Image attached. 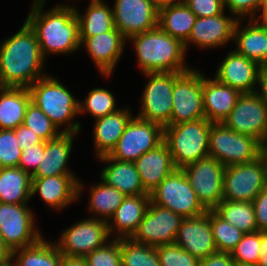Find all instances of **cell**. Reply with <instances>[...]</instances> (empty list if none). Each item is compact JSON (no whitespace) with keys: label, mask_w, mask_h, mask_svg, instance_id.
<instances>
[{"label":"cell","mask_w":267,"mask_h":266,"mask_svg":"<svg viewBox=\"0 0 267 266\" xmlns=\"http://www.w3.org/2000/svg\"><path fill=\"white\" fill-rule=\"evenodd\" d=\"M116 29L128 40L158 26L159 8L151 0H113Z\"/></svg>","instance_id":"17"},{"label":"cell","mask_w":267,"mask_h":266,"mask_svg":"<svg viewBox=\"0 0 267 266\" xmlns=\"http://www.w3.org/2000/svg\"><path fill=\"white\" fill-rule=\"evenodd\" d=\"M127 41L134 48L137 66L142 74L186 72L193 67L186 61L184 44L168 35L159 26L134 35Z\"/></svg>","instance_id":"3"},{"label":"cell","mask_w":267,"mask_h":266,"mask_svg":"<svg viewBox=\"0 0 267 266\" xmlns=\"http://www.w3.org/2000/svg\"><path fill=\"white\" fill-rule=\"evenodd\" d=\"M259 70L258 63L231 49L217 65L213 77L241 93H255Z\"/></svg>","instance_id":"21"},{"label":"cell","mask_w":267,"mask_h":266,"mask_svg":"<svg viewBox=\"0 0 267 266\" xmlns=\"http://www.w3.org/2000/svg\"><path fill=\"white\" fill-rule=\"evenodd\" d=\"M61 266H88L84 258L62 256Z\"/></svg>","instance_id":"54"},{"label":"cell","mask_w":267,"mask_h":266,"mask_svg":"<svg viewBox=\"0 0 267 266\" xmlns=\"http://www.w3.org/2000/svg\"><path fill=\"white\" fill-rule=\"evenodd\" d=\"M67 1V3L66 2H60V3H62V4H64L65 3V5H69V3H68V0H66ZM71 0H69V2H70ZM72 1H74V0H72ZM76 1V0H75ZM87 1H89V0H87ZM101 1H105V0H90V2H101Z\"/></svg>","instance_id":"58"},{"label":"cell","mask_w":267,"mask_h":266,"mask_svg":"<svg viewBox=\"0 0 267 266\" xmlns=\"http://www.w3.org/2000/svg\"><path fill=\"white\" fill-rule=\"evenodd\" d=\"M259 248L260 231L246 233L230 254L237 265L256 266L260 255Z\"/></svg>","instance_id":"41"},{"label":"cell","mask_w":267,"mask_h":266,"mask_svg":"<svg viewBox=\"0 0 267 266\" xmlns=\"http://www.w3.org/2000/svg\"><path fill=\"white\" fill-rule=\"evenodd\" d=\"M77 135L73 133H62L59 137L46 141L44 155L31 177L76 175L71 167H69V163Z\"/></svg>","instance_id":"24"},{"label":"cell","mask_w":267,"mask_h":266,"mask_svg":"<svg viewBox=\"0 0 267 266\" xmlns=\"http://www.w3.org/2000/svg\"><path fill=\"white\" fill-rule=\"evenodd\" d=\"M255 93L267 105V64L260 66L259 79Z\"/></svg>","instance_id":"51"},{"label":"cell","mask_w":267,"mask_h":266,"mask_svg":"<svg viewBox=\"0 0 267 266\" xmlns=\"http://www.w3.org/2000/svg\"><path fill=\"white\" fill-rule=\"evenodd\" d=\"M163 141L164 127L162 125L135 115L108 156L119 161L134 162Z\"/></svg>","instance_id":"12"},{"label":"cell","mask_w":267,"mask_h":266,"mask_svg":"<svg viewBox=\"0 0 267 266\" xmlns=\"http://www.w3.org/2000/svg\"><path fill=\"white\" fill-rule=\"evenodd\" d=\"M196 19V15L183 0H180L159 8L158 26L184 44L192 32Z\"/></svg>","instance_id":"30"},{"label":"cell","mask_w":267,"mask_h":266,"mask_svg":"<svg viewBox=\"0 0 267 266\" xmlns=\"http://www.w3.org/2000/svg\"><path fill=\"white\" fill-rule=\"evenodd\" d=\"M31 101L35 103L62 133L79 134L82 131L79 118V100L51 74L35 81L30 87Z\"/></svg>","instance_id":"4"},{"label":"cell","mask_w":267,"mask_h":266,"mask_svg":"<svg viewBox=\"0 0 267 266\" xmlns=\"http://www.w3.org/2000/svg\"><path fill=\"white\" fill-rule=\"evenodd\" d=\"M228 14V15H227ZM226 10L211 17H197L188 40L184 43L186 53L191 45L200 50L225 48L233 42L238 19ZM230 15V16H229Z\"/></svg>","instance_id":"18"},{"label":"cell","mask_w":267,"mask_h":266,"mask_svg":"<svg viewBox=\"0 0 267 266\" xmlns=\"http://www.w3.org/2000/svg\"><path fill=\"white\" fill-rule=\"evenodd\" d=\"M258 231H267V187L252 201Z\"/></svg>","instance_id":"48"},{"label":"cell","mask_w":267,"mask_h":266,"mask_svg":"<svg viewBox=\"0 0 267 266\" xmlns=\"http://www.w3.org/2000/svg\"><path fill=\"white\" fill-rule=\"evenodd\" d=\"M77 175H57L32 178L31 197L39 194L45 206L61 212L77 203L84 195L86 186Z\"/></svg>","instance_id":"16"},{"label":"cell","mask_w":267,"mask_h":266,"mask_svg":"<svg viewBox=\"0 0 267 266\" xmlns=\"http://www.w3.org/2000/svg\"><path fill=\"white\" fill-rule=\"evenodd\" d=\"M29 205L0 202V237L11 251L31 246L43 237Z\"/></svg>","instance_id":"11"},{"label":"cell","mask_w":267,"mask_h":266,"mask_svg":"<svg viewBox=\"0 0 267 266\" xmlns=\"http://www.w3.org/2000/svg\"><path fill=\"white\" fill-rule=\"evenodd\" d=\"M158 8L167 6L172 3L179 2L180 0H151Z\"/></svg>","instance_id":"56"},{"label":"cell","mask_w":267,"mask_h":266,"mask_svg":"<svg viewBox=\"0 0 267 266\" xmlns=\"http://www.w3.org/2000/svg\"><path fill=\"white\" fill-rule=\"evenodd\" d=\"M209 156L225 167L249 163L261 156V142L231 130L224 123H213L209 134Z\"/></svg>","instance_id":"6"},{"label":"cell","mask_w":267,"mask_h":266,"mask_svg":"<svg viewBox=\"0 0 267 266\" xmlns=\"http://www.w3.org/2000/svg\"><path fill=\"white\" fill-rule=\"evenodd\" d=\"M150 195L125 196L122 204L107 222L111 238H131L143 220Z\"/></svg>","instance_id":"26"},{"label":"cell","mask_w":267,"mask_h":266,"mask_svg":"<svg viewBox=\"0 0 267 266\" xmlns=\"http://www.w3.org/2000/svg\"><path fill=\"white\" fill-rule=\"evenodd\" d=\"M32 177L20 167L0 168V202L29 204Z\"/></svg>","instance_id":"33"},{"label":"cell","mask_w":267,"mask_h":266,"mask_svg":"<svg viewBox=\"0 0 267 266\" xmlns=\"http://www.w3.org/2000/svg\"><path fill=\"white\" fill-rule=\"evenodd\" d=\"M30 101L29 88L0 87V129L14 130L22 125Z\"/></svg>","instance_id":"31"},{"label":"cell","mask_w":267,"mask_h":266,"mask_svg":"<svg viewBox=\"0 0 267 266\" xmlns=\"http://www.w3.org/2000/svg\"><path fill=\"white\" fill-rule=\"evenodd\" d=\"M259 254L256 266H267V231L260 232Z\"/></svg>","instance_id":"52"},{"label":"cell","mask_w":267,"mask_h":266,"mask_svg":"<svg viewBox=\"0 0 267 266\" xmlns=\"http://www.w3.org/2000/svg\"><path fill=\"white\" fill-rule=\"evenodd\" d=\"M183 72L144 73L147 81L141 93V106L136 114L141 119L163 127L171 125L173 86Z\"/></svg>","instance_id":"7"},{"label":"cell","mask_w":267,"mask_h":266,"mask_svg":"<svg viewBox=\"0 0 267 266\" xmlns=\"http://www.w3.org/2000/svg\"><path fill=\"white\" fill-rule=\"evenodd\" d=\"M21 154L15 131L0 129V168L18 167Z\"/></svg>","instance_id":"44"},{"label":"cell","mask_w":267,"mask_h":266,"mask_svg":"<svg viewBox=\"0 0 267 266\" xmlns=\"http://www.w3.org/2000/svg\"><path fill=\"white\" fill-rule=\"evenodd\" d=\"M36 33L24 21L20 29L0 42V87L29 88L49 74Z\"/></svg>","instance_id":"1"},{"label":"cell","mask_w":267,"mask_h":266,"mask_svg":"<svg viewBox=\"0 0 267 266\" xmlns=\"http://www.w3.org/2000/svg\"><path fill=\"white\" fill-rule=\"evenodd\" d=\"M14 131L18 144L22 150L43 142L38 135L23 124L14 129Z\"/></svg>","instance_id":"49"},{"label":"cell","mask_w":267,"mask_h":266,"mask_svg":"<svg viewBox=\"0 0 267 266\" xmlns=\"http://www.w3.org/2000/svg\"><path fill=\"white\" fill-rule=\"evenodd\" d=\"M88 266H122L121 238H112L84 257Z\"/></svg>","instance_id":"42"},{"label":"cell","mask_w":267,"mask_h":266,"mask_svg":"<svg viewBox=\"0 0 267 266\" xmlns=\"http://www.w3.org/2000/svg\"><path fill=\"white\" fill-rule=\"evenodd\" d=\"M122 266H161L156 247L121 238Z\"/></svg>","instance_id":"38"},{"label":"cell","mask_w":267,"mask_h":266,"mask_svg":"<svg viewBox=\"0 0 267 266\" xmlns=\"http://www.w3.org/2000/svg\"><path fill=\"white\" fill-rule=\"evenodd\" d=\"M199 266H236V264L230 253L217 251L200 259Z\"/></svg>","instance_id":"50"},{"label":"cell","mask_w":267,"mask_h":266,"mask_svg":"<svg viewBox=\"0 0 267 266\" xmlns=\"http://www.w3.org/2000/svg\"><path fill=\"white\" fill-rule=\"evenodd\" d=\"M196 17H211L225 11L224 0H183Z\"/></svg>","instance_id":"46"},{"label":"cell","mask_w":267,"mask_h":266,"mask_svg":"<svg viewBox=\"0 0 267 266\" xmlns=\"http://www.w3.org/2000/svg\"><path fill=\"white\" fill-rule=\"evenodd\" d=\"M255 20L260 24L267 26V0H264L263 5Z\"/></svg>","instance_id":"55"},{"label":"cell","mask_w":267,"mask_h":266,"mask_svg":"<svg viewBox=\"0 0 267 266\" xmlns=\"http://www.w3.org/2000/svg\"><path fill=\"white\" fill-rule=\"evenodd\" d=\"M242 93L203 73V106L205 118L212 123H223L235 107Z\"/></svg>","instance_id":"25"},{"label":"cell","mask_w":267,"mask_h":266,"mask_svg":"<svg viewBox=\"0 0 267 266\" xmlns=\"http://www.w3.org/2000/svg\"><path fill=\"white\" fill-rule=\"evenodd\" d=\"M212 124L202 118L164 127V142L177 169L209 156Z\"/></svg>","instance_id":"5"},{"label":"cell","mask_w":267,"mask_h":266,"mask_svg":"<svg viewBox=\"0 0 267 266\" xmlns=\"http://www.w3.org/2000/svg\"><path fill=\"white\" fill-rule=\"evenodd\" d=\"M57 239L54 242L63 256L84 258L112 238L107 221L84 217L64 228Z\"/></svg>","instance_id":"9"},{"label":"cell","mask_w":267,"mask_h":266,"mask_svg":"<svg viewBox=\"0 0 267 266\" xmlns=\"http://www.w3.org/2000/svg\"><path fill=\"white\" fill-rule=\"evenodd\" d=\"M223 123L231 130L261 142L267 133V105L256 93H242Z\"/></svg>","instance_id":"19"},{"label":"cell","mask_w":267,"mask_h":266,"mask_svg":"<svg viewBox=\"0 0 267 266\" xmlns=\"http://www.w3.org/2000/svg\"><path fill=\"white\" fill-rule=\"evenodd\" d=\"M210 224L214 243L219 252L231 253L245 234L221 219L213 210H210Z\"/></svg>","instance_id":"39"},{"label":"cell","mask_w":267,"mask_h":266,"mask_svg":"<svg viewBox=\"0 0 267 266\" xmlns=\"http://www.w3.org/2000/svg\"><path fill=\"white\" fill-rule=\"evenodd\" d=\"M45 4H31L24 20L36 33L44 59L47 61L49 55L70 56L79 52L81 41L75 8L58 2L46 11Z\"/></svg>","instance_id":"2"},{"label":"cell","mask_w":267,"mask_h":266,"mask_svg":"<svg viewBox=\"0 0 267 266\" xmlns=\"http://www.w3.org/2000/svg\"><path fill=\"white\" fill-rule=\"evenodd\" d=\"M45 151V141L22 150L18 167L32 175L39 166Z\"/></svg>","instance_id":"47"},{"label":"cell","mask_w":267,"mask_h":266,"mask_svg":"<svg viewBox=\"0 0 267 266\" xmlns=\"http://www.w3.org/2000/svg\"><path fill=\"white\" fill-rule=\"evenodd\" d=\"M175 243L199 260L217 252L210 224V210L198 217L184 218Z\"/></svg>","instance_id":"22"},{"label":"cell","mask_w":267,"mask_h":266,"mask_svg":"<svg viewBox=\"0 0 267 266\" xmlns=\"http://www.w3.org/2000/svg\"><path fill=\"white\" fill-rule=\"evenodd\" d=\"M264 0H224V8L238 20L255 19Z\"/></svg>","instance_id":"45"},{"label":"cell","mask_w":267,"mask_h":266,"mask_svg":"<svg viewBox=\"0 0 267 266\" xmlns=\"http://www.w3.org/2000/svg\"><path fill=\"white\" fill-rule=\"evenodd\" d=\"M134 163L144 186V190L148 194H150L163 179L177 169L164 141L156 148L142 154Z\"/></svg>","instance_id":"28"},{"label":"cell","mask_w":267,"mask_h":266,"mask_svg":"<svg viewBox=\"0 0 267 266\" xmlns=\"http://www.w3.org/2000/svg\"><path fill=\"white\" fill-rule=\"evenodd\" d=\"M171 125L205 118L203 106V72L191 68L174 82Z\"/></svg>","instance_id":"13"},{"label":"cell","mask_w":267,"mask_h":266,"mask_svg":"<svg viewBox=\"0 0 267 266\" xmlns=\"http://www.w3.org/2000/svg\"><path fill=\"white\" fill-rule=\"evenodd\" d=\"M121 107L117 105V96L104 87H94L83 100L79 99V116L91 115L94 120L116 112Z\"/></svg>","instance_id":"37"},{"label":"cell","mask_w":267,"mask_h":266,"mask_svg":"<svg viewBox=\"0 0 267 266\" xmlns=\"http://www.w3.org/2000/svg\"><path fill=\"white\" fill-rule=\"evenodd\" d=\"M23 125L31 129L45 142L62 134L50 118L32 101L26 108Z\"/></svg>","instance_id":"40"},{"label":"cell","mask_w":267,"mask_h":266,"mask_svg":"<svg viewBox=\"0 0 267 266\" xmlns=\"http://www.w3.org/2000/svg\"><path fill=\"white\" fill-rule=\"evenodd\" d=\"M76 4V5H75ZM69 4L75 8L79 20L80 36H95L115 29L113 9L109 2H89L84 12L77 3Z\"/></svg>","instance_id":"32"},{"label":"cell","mask_w":267,"mask_h":266,"mask_svg":"<svg viewBox=\"0 0 267 266\" xmlns=\"http://www.w3.org/2000/svg\"><path fill=\"white\" fill-rule=\"evenodd\" d=\"M161 266H199V259L176 243L156 247Z\"/></svg>","instance_id":"43"},{"label":"cell","mask_w":267,"mask_h":266,"mask_svg":"<svg viewBox=\"0 0 267 266\" xmlns=\"http://www.w3.org/2000/svg\"><path fill=\"white\" fill-rule=\"evenodd\" d=\"M105 164L99 178L109 186L117 188L125 196L150 195L144 190L134 162L119 161L108 155L97 158Z\"/></svg>","instance_id":"29"},{"label":"cell","mask_w":267,"mask_h":266,"mask_svg":"<svg viewBox=\"0 0 267 266\" xmlns=\"http://www.w3.org/2000/svg\"><path fill=\"white\" fill-rule=\"evenodd\" d=\"M213 211L245 234L258 231L252 202L222 200Z\"/></svg>","instance_id":"36"},{"label":"cell","mask_w":267,"mask_h":266,"mask_svg":"<svg viewBox=\"0 0 267 266\" xmlns=\"http://www.w3.org/2000/svg\"><path fill=\"white\" fill-rule=\"evenodd\" d=\"M150 201L183 218L198 217L207 212L182 169H176L163 179L150 193Z\"/></svg>","instance_id":"8"},{"label":"cell","mask_w":267,"mask_h":266,"mask_svg":"<svg viewBox=\"0 0 267 266\" xmlns=\"http://www.w3.org/2000/svg\"><path fill=\"white\" fill-rule=\"evenodd\" d=\"M267 187V161H255L225 167L223 200L252 202Z\"/></svg>","instance_id":"10"},{"label":"cell","mask_w":267,"mask_h":266,"mask_svg":"<svg viewBox=\"0 0 267 266\" xmlns=\"http://www.w3.org/2000/svg\"><path fill=\"white\" fill-rule=\"evenodd\" d=\"M199 202L208 211L223 200L225 166L213 157L199 159L182 168Z\"/></svg>","instance_id":"14"},{"label":"cell","mask_w":267,"mask_h":266,"mask_svg":"<svg viewBox=\"0 0 267 266\" xmlns=\"http://www.w3.org/2000/svg\"><path fill=\"white\" fill-rule=\"evenodd\" d=\"M42 2H47V0H33L32 1V4H34V3H42Z\"/></svg>","instance_id":"59"},{"label":"cell","mask_w":267,"mask_h":266,"mask_svg":"<svg viewBox=\"0 0 267 266\" xmlns=\"http://www.w3.org/2000/svg\"><path fill=\"white\" fill-rule=\"evenodd\" d=\"M130 107L122 106L116 112L93 120L92 141L95 157L109 155L116 146L127 124L133 118Z\"/></svg>","instance_id":"23"},{"label":"cell","mask_w":267,"mask_h":266,"mask_svg":"<svg viewBox=\"0 0 267 266\" xmlns=\"http://www.w3.org/2000/svg\"><path fill=\"white\" fill-rule=\"evenodd\" d=\"M81 46L103 78H110L123 57L127 40L115 28L95 36H80Z\"/></svg>","instance_id":"20"},{"label":"cell","mask_w":267,"mask_h":266,"mask_svg":"<svg viewBox=\"0 0 267 266\" xmlns=\"http://www.w3.org/2000/svg\"><path fill=\"white\" fill-rule=\"evenodd\" d=\"M100 182L91 184L88 191V216L95 219L109 221L116 209L122 204L125 195L117 188L109 186L101 179ZM90 214H92L90 216Z\"/></svg>","instance_id":"35"},{"label":"cell","mask_w":267,"mask_h":266,"mask_svg":"<svg viewBox=\"0 0 267 266\" xmlns=\"http://www.w3.org/2000/svg\"><path fill=\"white\" fill-rule=\"evenodd\" d=\"M233 43L237 53L255 61L260 66L267 64V26L255 19L238 20Z\"/></svg>","instance_id":"27"},{"label":"cell","mask_w":267,"mask_h":266,"mask_svg":"<svg viewBox=\"0 0 267 266\" xmlns=\"http://www.w3.org/2000/svg\"><path fill=\"white\" fill-rule=\"evenodd\" d=\"M12 251L0 237V266L11 264Z\"/></svg>","instance_id":"53"},{"label":"cell","mask_w":267,"mask_h":266,"mask_svg":"<svg viewBox=\"0 0 267 266\" xmlns=\"http://www.w3.org/2000/svg\"><path fill=\"white\" fill-rule=\"evenodd\" d=\"M261 156L267 161V133L261 141Z\"/></svg>","instance_id":"57"},{"label":"cell","mask_w":267,"mask_h":266,"mask_svg":"<svg viewBox=\"0 0 267 266\" xmlns=\"http://www.w3.org/2000/svg\"><path fill=\"white\" fill-rule=\"evenodd\" d=\"M62 256L54 240H47V237L43 236L31 246L13 250L11 265L61 266Z\"/></svg>","instance_id":"34"},{"label":"cell","mask_w":267,"mask_h":266,"mask_svg":"<svg viewBox=\"0 0 267 266\" xmlns=\"http://www.w3.org/2000/svg\"><path fill=\"white\" fill-rule=\"evenodd\" d=\"M183 219L181 215L150 201L143 220L131 239L152 247L175 243Z\"/></svg>","instance_id":"15"}]
</instances>
